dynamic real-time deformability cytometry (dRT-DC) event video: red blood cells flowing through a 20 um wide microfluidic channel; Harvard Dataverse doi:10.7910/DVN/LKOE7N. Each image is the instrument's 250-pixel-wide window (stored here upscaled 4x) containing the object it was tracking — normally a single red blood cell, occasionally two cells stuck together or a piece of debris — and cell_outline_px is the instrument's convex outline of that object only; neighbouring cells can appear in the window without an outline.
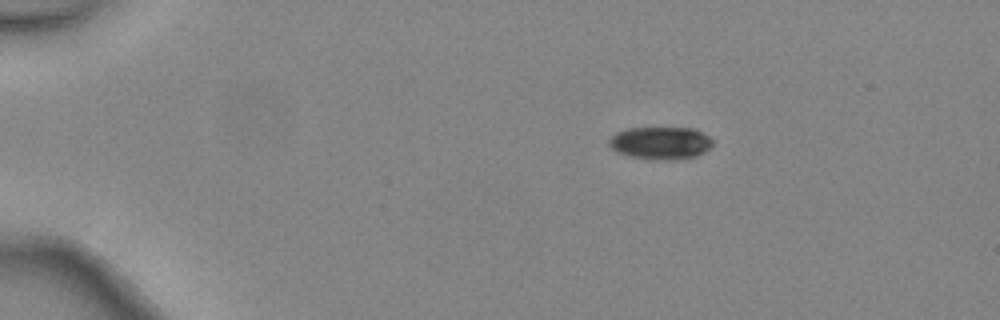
{"species": "common noctule bat (a hibernating species)", "species_latin": "Nyctalus noctula", "temperature_condition": "warm", "stored_images_in_passage": 39, "camera_frame_rate_fps": 3000, "um_per_image_px": 0.085, "animal": {"sex": "female", "body_mass_g": 24.6, "forearm_length_mm": 56.2}, "frame": {"image": 1, "passage_image": 1, "time_ms": 0.0, "image_size_px": [1000, 320], "cell_outline_px": [[712, 144], [704, 152], [696, 156], [628, 156], [616, 152], [608, 144], [608, 140], [616, 132], [628, 128], [696, 128], [708, 136], [712, 140]], "centroid_in_image_um": [56.11, 12.07], "position_along_channel_um": 28.9, "area_um2": 18.55}}
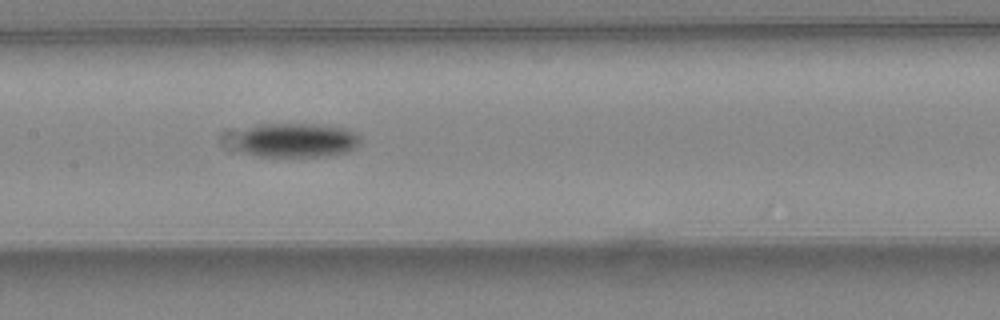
{"frame": {"image": 2, "passage_image": 17, "time_ms": 5.333, "image_size_px": [1000, 320], "cell_outline_px": [[360, 144], [356, 148], [348, 152], [328, 156], [256, 156], [244, 152], [236, 148], [240, 132], [256, 124], [320, 124], [348, 128], [356, 132], [360, 136]], "centroid_in_image_um": [25.26, 11.91], "position_along_channel_um": 182.1, "area_um2": 25.26}}
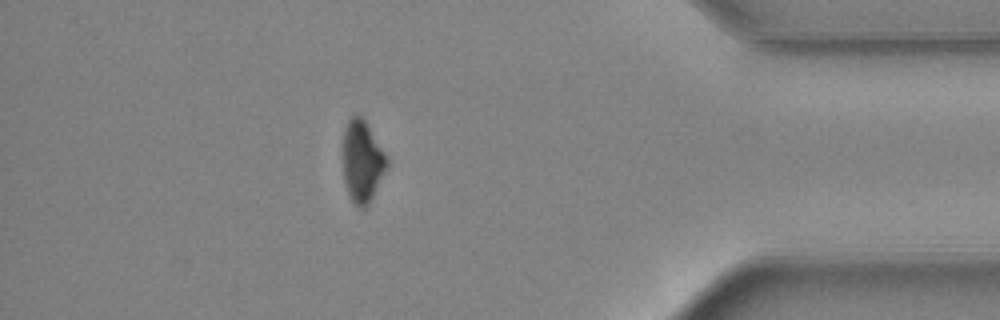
{"frame": {"image": 3, "passage_image": 34, "time_ms": 11.0, "image_size_px": [1000, 320], "cell_outline_px": [[388, 164], [372, 200], [364, 208], [360, 208], [352, 200], [348, 192], [344, 180], [344, 128], [348, 120], [356, 112], [364, 120], [388, 156]], "centroid_in_image_um": [30.81, 13.71], "position_along_channel_um": 404.4, "area_um2": 20.75}, "authors_computed_cell_mechanics": {"area_um2": 23.0044, "velocity_mm_per_s": 4.5103, "shape_relaxation_time_tau1_ms": 1.9325, "shape_relaxation_time_tau2_ms": null, "deformation_change_tau1": 0.1028, "deformation_change_tau2": null}}